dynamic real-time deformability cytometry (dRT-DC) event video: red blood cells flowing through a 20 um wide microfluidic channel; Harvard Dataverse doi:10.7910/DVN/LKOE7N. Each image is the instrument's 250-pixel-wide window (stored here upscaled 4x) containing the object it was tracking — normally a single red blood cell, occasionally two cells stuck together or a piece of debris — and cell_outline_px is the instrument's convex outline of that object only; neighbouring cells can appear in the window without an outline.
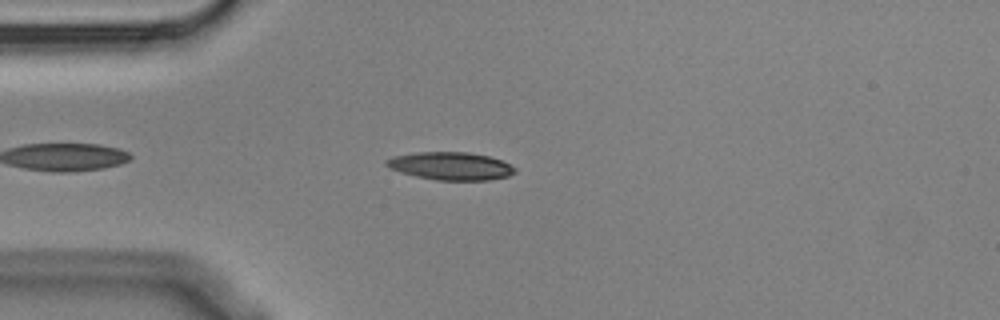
{"species": "Egyptian fruit bat (a non-hibernating species)", "species_latin": "Rousettus aegyptiacus", "temperature_condition": "cold", "stored_images_in_passage": 6, "camera_frame_rate_fps": 3000, "um_per_image_px": 0.085, "animal": {"sex": "male"}, "frame": {"image": 1, "passage_image": 4, "time_ms": 1.0, "image_size_px": [1000, 320], "cell_outline_px": [[516, 172], [508, 176], [488, 180], [436, 180], [416, 176], [400, 172], [384, 164], [384, 160], [392, 156], [416, 152], [468, 152], [488, 156], [500, 160], [516, 168]], "centroid_in_image_um": [38.28, 14.11], "position_along_channel_um": 46.7, "area_um2": 20.81}}
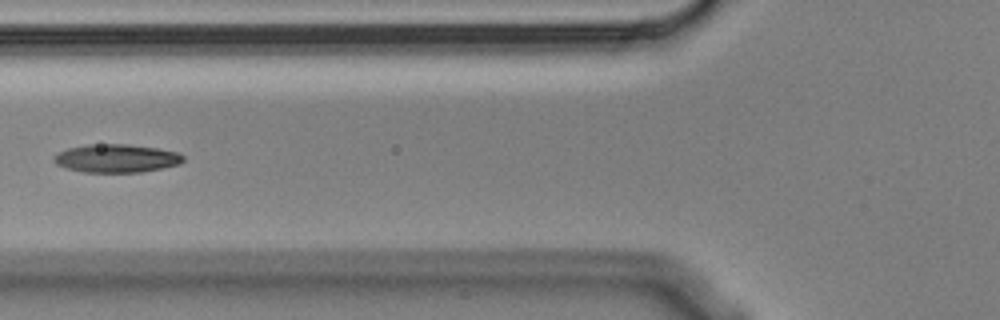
{"frame": {"image": 2, "passage_image": 6, "time_ms": 1.667, "image_size_px": [1000, 320], "cell_outline_px": [[184, 160], [180, 164], [140, 172], [84, 172], [64, 168], [56, 164], [52, 160], [52, 156], [68, 148], [88, 144], [128, 144], [156, 148], [176, 152], [184, 156]], "centroid_in_image_um": [9.85, 13.46], "position_along_channel_um": 116.0, "area_um2": 21.27}}